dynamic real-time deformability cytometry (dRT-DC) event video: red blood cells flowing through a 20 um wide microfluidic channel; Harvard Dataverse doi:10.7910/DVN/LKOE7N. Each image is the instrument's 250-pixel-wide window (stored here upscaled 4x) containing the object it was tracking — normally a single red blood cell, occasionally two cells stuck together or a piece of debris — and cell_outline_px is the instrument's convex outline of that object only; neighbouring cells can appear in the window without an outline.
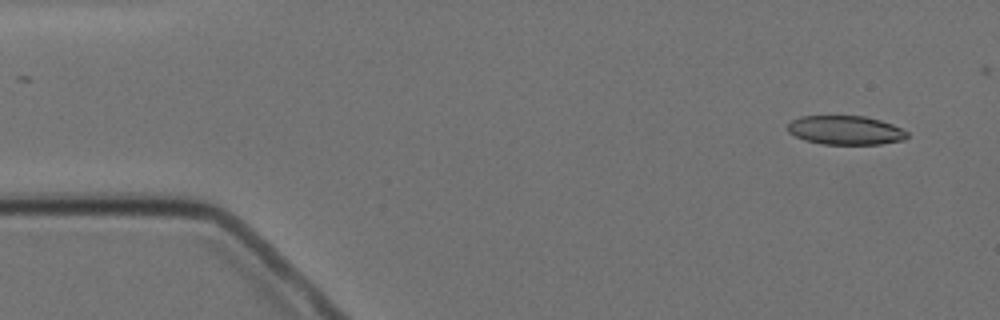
{"species": "Egyptian fruit bat (a non-hibernating species)", "species_latin": "Rousettus aegyptiacus", "temperature_condition": "cold", "stored_images_in_passage": 14, "camera_frame_rate_fps": 3000, "um_per_image_px": 0.085, "animal": {"sex": "female"}, "frame": {"image": 1, "passage_image": 1, "time_ms": 0.0, "image_size_px": [1000, 320], "cell_outline_px": [[908, 136], [904, 140], [880, 144], [824, 144], [804, 140], [788, 132], [788, 124], [792, 120], [800, 116], [864, 116], [880, 120], [892, 124], [908, 132]], "centroid_in_image_um": [71.87, 11.07], "position_along_channel_um": 13.1, "area_um2": 20.11}}
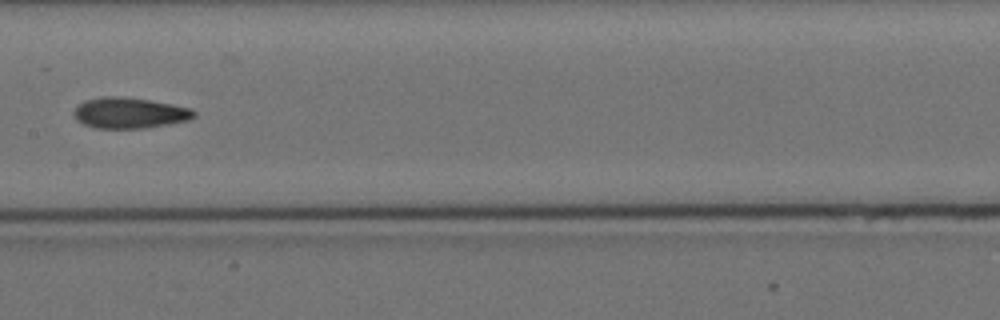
{"frame": {"image": 2, "passage_image": 7, "time_ms": 8.0, "image_size_px": [1000, 320], "cell_outline_px": [[196, 116], [188, 120], [168, 124], [144, 128], [96, 128], [84, 124], [76, 120], [76, 108], [84, 100], [100, 96], [120, 96], [148, 100], [172, 104], [192, 108], [196, 112]], "centroid_in_image_um": [11.04, 9.59], "position_along_channel_um": 196.4, "area_um2": 21.44}}
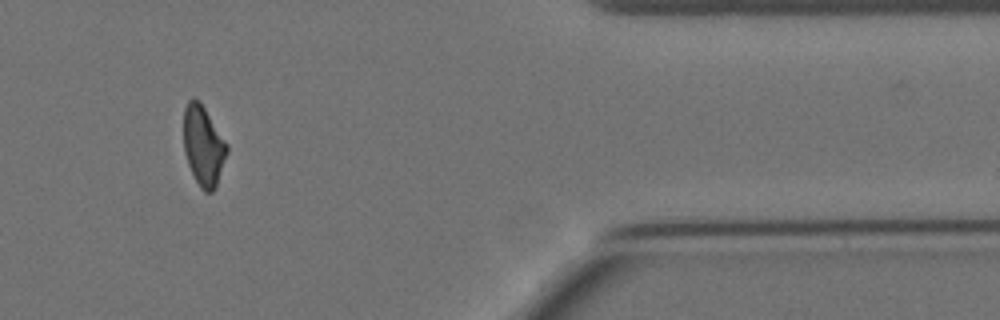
{"frame": {"image": 3, "passage_image": 12, "time_ms": 14.667, "image_size_px": [1000, 320], "cell_outline_px": [[228, 152], [216, 188], [212, 192], [204, 192], [200, 188], [188, 164], [184, 152], [184, 108], [188, 100], [192, 96], [200, 100], [228, 144]], "centroid_in_image_um": [17.3, 12.37], "position_along_channel_um": 394.1, "area_um2": 20.46}, "authors_computed_cell_mechanics": {"area_um2": 21.1548, "velocity_mm_per_s": 3.4997, "shape_relaxation_time_tau1_ms": null, "shape_relaxation_time_tau2_ms": 3.1004, "deformation_change_tau1": null, "deformation_change_tau2": 0.0889}}